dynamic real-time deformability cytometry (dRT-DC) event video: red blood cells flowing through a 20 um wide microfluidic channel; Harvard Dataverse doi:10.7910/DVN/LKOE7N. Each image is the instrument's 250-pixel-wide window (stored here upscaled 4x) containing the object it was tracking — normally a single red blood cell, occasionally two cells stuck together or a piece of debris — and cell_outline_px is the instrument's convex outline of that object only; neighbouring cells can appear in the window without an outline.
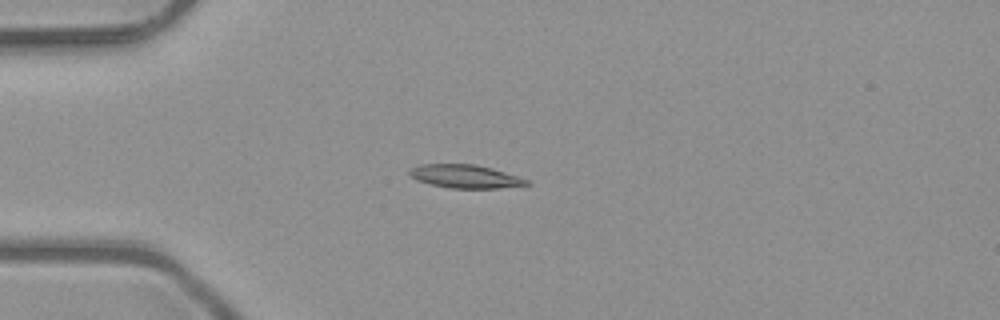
{"species": "common noctule bat (a hibernating species)", "species_latin": "Nyctalus noctula", "temperature_condition": "room temperature", "stored_images_in_passage": 4, "camera_frame_rate_fps": 3000, "um_per_image_px": 0.085, "animal": {"sex": "male", "body_mass_g": 23.1, "forearm_length_mm": 52.7}, "frame": {"image": 1, "passage_image": 3, "time_ms": 0.667, "image_size_px": [1000, 320], "cell_outline_px": [[532, 184], [500, 188], [452, 188], [432, 184], [416, 180], [408, 172], [412, 168], [420, 164], [476, 164], [492, 168], [528, 180]], "centroid_in_image_um": [39.55, 14.99], "position_along_channel_um": 45.4, "area_um2": 15.72}}
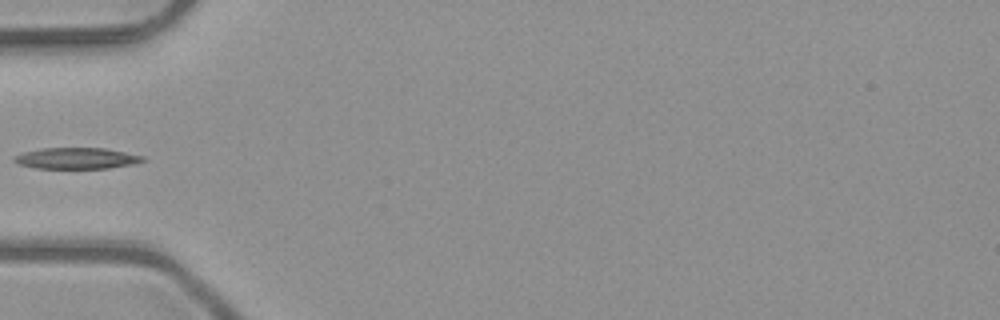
{"frame": {"image": 2, "passage_image": 4, "time_ms": 1.0, "image_size_px": [1000, 320], "cell_outline_px": [[148, 160], [136, 164], [108, 168], [36, 168], [20, 164], [12, 160], [12, 156], [24, 152], [40, 148], [104, 148], [144, 156]], "centroid_in_image_um": [6.53, 13.45], "position_along_channel_um": 78.5, "area_um2": 15.95}}